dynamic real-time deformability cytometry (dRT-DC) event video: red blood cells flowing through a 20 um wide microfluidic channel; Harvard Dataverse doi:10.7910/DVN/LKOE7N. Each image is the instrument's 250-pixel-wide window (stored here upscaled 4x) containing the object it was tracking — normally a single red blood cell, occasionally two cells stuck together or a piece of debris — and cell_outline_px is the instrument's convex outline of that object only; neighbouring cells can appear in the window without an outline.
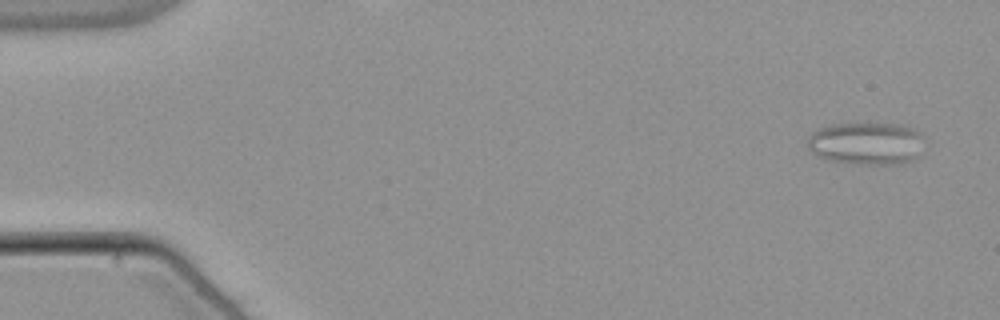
{"species": "common noctule bat (a hibernating species)", "species_latin": "Nyctalus noctula", "temperature_condition": "warm", "stored_images_in_passage": 44, "camera_frame_rate_fps": 3000, "um_per_image_px": 0.085, "animal": {"sex": "male", "body_mass_g": 21.5, "forearm_length_mm": 52.0}, "frame": {"image": 1, "passage_image": 3, "time_ms": 0.667, "image_size_px": [1000, 320], "cell_outline_px": [[924, 136], [916, 156], [900, 164], [864, 164], [828, 160], [816, 156], [808, 148], [808, 136], [812, 132], [820, 128], [832, 124], [892, 124], [912, 128]], "centroid_in_image_um": [73.58, 12.19], "position_along_channel_um": 11.4, "area_um2": 28.5}}
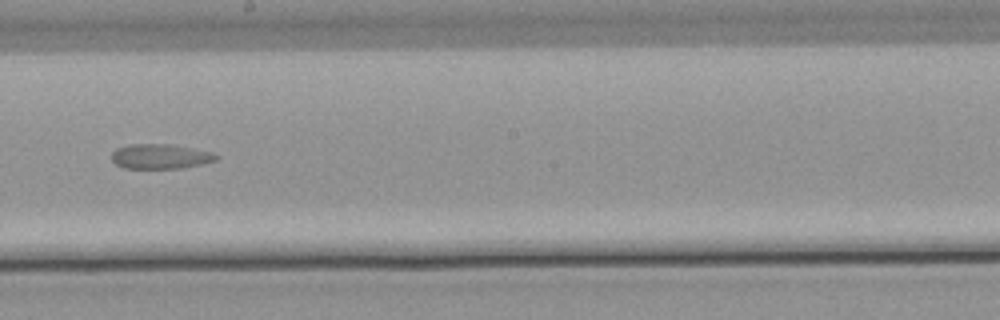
{"frame": {"image": 2, "passage_image": 32, "time_ms": 10.333, "image_size_px": [1000, 320], "cell_outline_px": [[220, 156], [216, 160], [200, 164], [180, 168], [124, 168], [116, 164], [112, 160], [112, 152], [116, 148], [128, 144], [172, 144], [216, 152]], "centroid_in_image_um": [13.66, 13.28], "position_along_channel_um": 234.5, "area_um2": 15.26}}
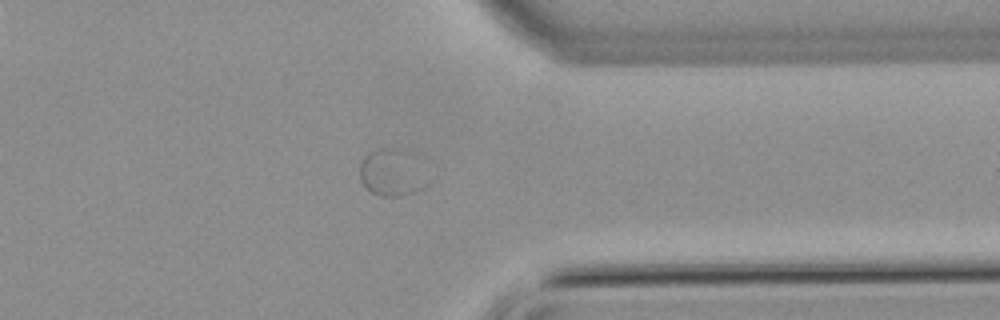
{"frame": {"image": 3, "passage_image": 44, "time_ms": 14.333, "image_size_px": [1000, 320], "cell_outline_px": [[432, 180], [428, 184], [412, 192], [396, 196], [380, 196], [372, 192], [360, 180], [360, 164], [364, 156], [368, 152], [380, 148], [400, 148]], "centroid_in_image_um": [33.27, 14.69], "position_along_channel_um": 378.1, "area_um2": 18.03}}